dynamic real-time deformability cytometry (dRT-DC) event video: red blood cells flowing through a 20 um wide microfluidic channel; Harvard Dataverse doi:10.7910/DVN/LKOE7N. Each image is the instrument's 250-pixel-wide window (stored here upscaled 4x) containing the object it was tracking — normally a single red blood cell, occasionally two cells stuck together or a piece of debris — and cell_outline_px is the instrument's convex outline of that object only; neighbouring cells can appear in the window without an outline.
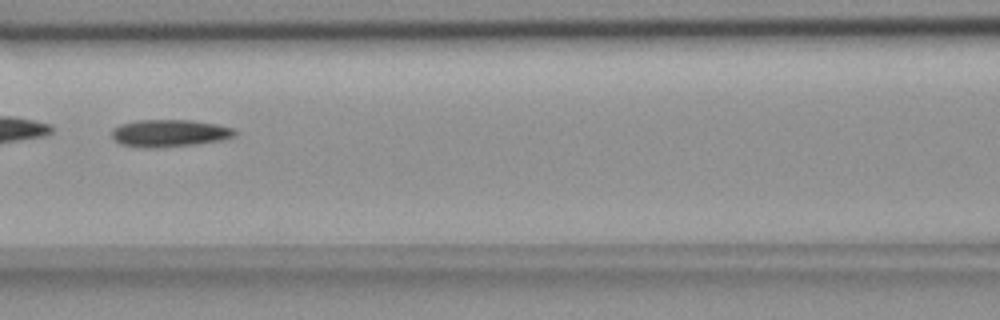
{"species": "common noctule bat (a hibernating species)", "species_latin": "Nyctalus noctula", "temperature_condition": "room temperature", "stored_images_in_passage": 41, "camera_frame_rate_fps": 3000, "um_per_image_px": 0.085, "animal": {"sex": "female", "body_mass_g": 18.4}, "frame": {"image": 1, "passage_image": 12, "time_ms": 3.667, "image_size_px": [1000, 320], "cell_outline_px": [[236, 132], [232, 136], [220, 140], [196, 144], [148, 148], [144, 148], [120, 144], [112, 136], [112, 132], [120, 124], [136, 120], [192, 120], [216, 124], [232, 128]], "centroid_in_image_um": [14.38, 11.31], "position_along_channel_um": 152.2, "area_um2": 19.25}}